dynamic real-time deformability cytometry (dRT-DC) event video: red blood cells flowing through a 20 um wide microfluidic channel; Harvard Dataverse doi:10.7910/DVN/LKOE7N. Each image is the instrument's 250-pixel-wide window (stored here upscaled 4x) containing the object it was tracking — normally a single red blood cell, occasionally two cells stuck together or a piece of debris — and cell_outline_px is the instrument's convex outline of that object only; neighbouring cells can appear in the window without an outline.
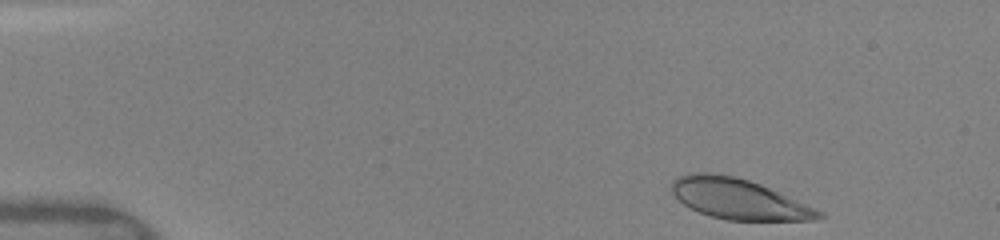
{"species": "human", "species_latin": "Homo sapiens", "temperature_condition": "warm", "stored_images_in_passage": 38, "camera_frame_rate_fps": 3000, "um_per_image_px": 0.085, "donor": {"sex": "female"}, "frame": {"image": 1, "passage_image": 1, "time_ms": 0.0, "image_size_px": [1000, 240], "cell_outline_px": [[828, 216], [816, 220], [728, 220], [708, 216], [684, 204], [672, 192], [672, 180], [676, 176], [692, 172], [708, 172], [736, 176], [760, 184], [824, 212]], "centroid_in_image_um": [62.78, 16.9], "position_along_channel_um": 22.2, "area_um2": 34.56}}
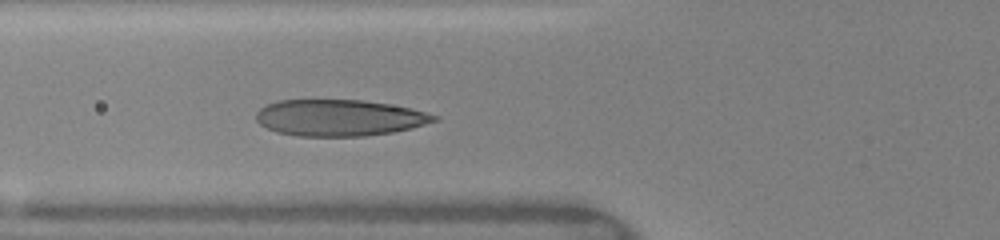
{"frame": {"image": 2, "passage_image": 14, "time_ms": 4.333, "image_size_px": [1000, 240], "cell_outline_px": [[440, 120], [412, 128], [392, 132], [364, 136], [296, 136], [276, 132], [260, 124], [256, 120], [256, 112], [260, 108], [276, 100], [360, 100], [388, 104], [412, 108], [440, 116]], "centroid_in_image_um": [28.86, 10.01], "position_along_channel_um": 96.9, "area_um2": 37.92}}
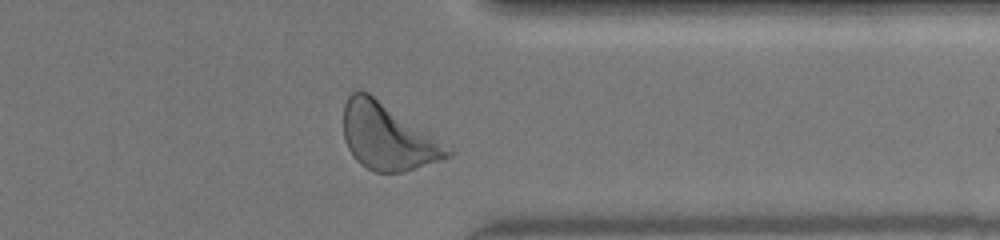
{"frame": {"image": 3, "passage_image": 35, "time_ms": 11.333, "image_size_px": [1000, 240], "cell_outline_px": [[456, 152], [452, 156], [404, 172], [372, 172], [364, 168], [356, 160], [348, 148], [344, 140], [344, 104], [348, 96], [352, 92], [360, 88], [368, 92], [452, 148]], "centroid_in_image_um": [32.94, 11.63], "position_along_channel_um": 378.5, "area_um2": 40.29}, "authors_computed_cell_mechanics": {"area_um2": 37.1076, "velocity_mm_per_s": 4.0521, "shape_relaxation_time_tau1_ms": 1.9931, "shape_relaxation_time_tau2_ms": null, "deformation_change_tau1": 0.1305, "deformation_change_tau2": null}}